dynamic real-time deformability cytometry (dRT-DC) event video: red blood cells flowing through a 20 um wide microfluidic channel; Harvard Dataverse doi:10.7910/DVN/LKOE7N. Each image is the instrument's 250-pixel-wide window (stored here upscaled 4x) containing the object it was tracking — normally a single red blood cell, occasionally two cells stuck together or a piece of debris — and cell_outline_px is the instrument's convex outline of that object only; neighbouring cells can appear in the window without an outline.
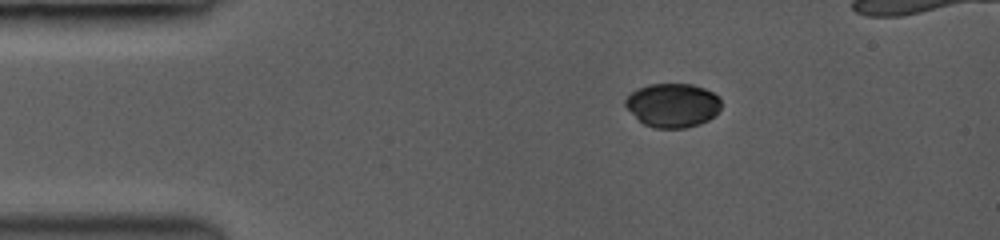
{"species": "common noctule bat (a hibernating species)", "species_latin": "Nyctalus noctula", "temperature_condition": "room temperature", "stored_images_in_passage": 15, "camera_frame_rate_fps": 3500, "um_per_image_px": 0.085, "animal": {"sex": "female", "body_mass_g": 19.0, "forearm_length_mm": 53.3}, "frame": {"image": 1, "passage_image": 1, "time_ms": 0.0, "image_size_px": [1000, 240], "cell_outline_px": [[720, 108], [708, 120], [700, 124], [684, 128], [656, 128], [644, 124], [624, 104], [624, 100], [632, 92], [640, 88], [652, 84], [692, 84], [704, 88], [720, 96]], "centroid_in_image_um": [57.2, 8.94], "position_along_channel_um": 27.8, "area_um2": 24.22}}